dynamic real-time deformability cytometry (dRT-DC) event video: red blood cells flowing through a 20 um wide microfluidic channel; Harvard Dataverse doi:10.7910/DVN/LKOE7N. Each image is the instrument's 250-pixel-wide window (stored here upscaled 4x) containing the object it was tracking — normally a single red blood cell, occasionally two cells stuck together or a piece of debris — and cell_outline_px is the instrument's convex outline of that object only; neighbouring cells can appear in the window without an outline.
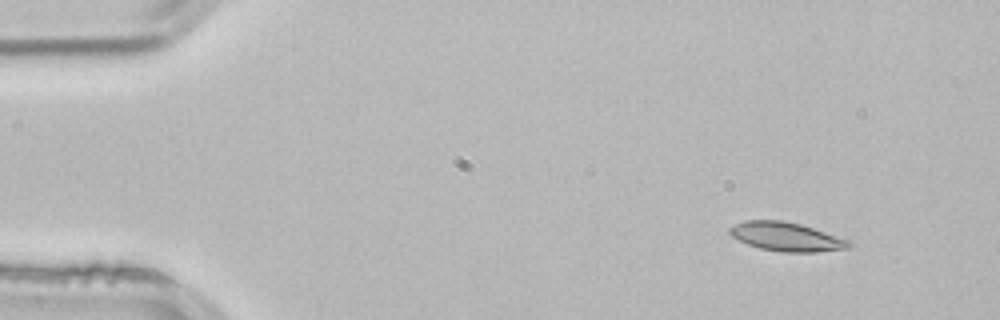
{"species": "common noctule bat (a hibernating species)", "species_latin": "Nyctalus noctula", "temperature_condition": "room temperature", "stored_images_in_passage": 4, "camera_frame_rate_fps": 3000, "um_per_image_px": 0.085, "animal": {"sex": "male", "body_mass_g": 21.5, "forearm_length_mm": 52.0}, "frame": {"image": 1, "passage_image": 2, "time_ms": 0.333, "image_size_px": [1000, 320], "cell_outline_px": [[852, 244], [848, 248], [816, 252], [784, 252], [760, 248], [748, 244], [732, 236], [728, 232], [728, 228], [744, 220], [780, 220], [800, 224], [848, 240]], "centroid_in_image_um": [66.8, 20.12], "position_along_channel_um": 18.2, "area_um2": 19.71}}
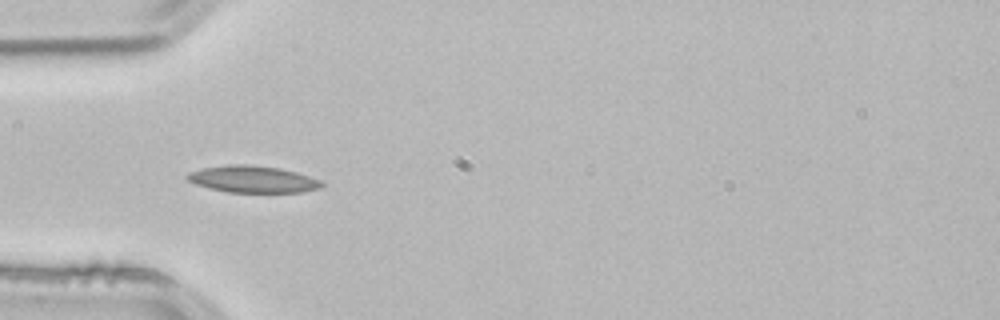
{"frame": {"image": 2, "passage_image": 4, "time_ms": 1.0, "image_size_px": [1000, 320], "cell_outline_px": [[324, 184], [320, 188], [300, 192], [228, 192], [208, 188], [196, 184], [188, 180], [184, 176], [188, 172], [204, 168], [228, 164], [252, 164], [280, 168], [296, 172], [320, 180]], "centroid_in_image_um": [21.46, 15.22], "position_along_channel_um": 63.5, "area_um2": 21.04}}